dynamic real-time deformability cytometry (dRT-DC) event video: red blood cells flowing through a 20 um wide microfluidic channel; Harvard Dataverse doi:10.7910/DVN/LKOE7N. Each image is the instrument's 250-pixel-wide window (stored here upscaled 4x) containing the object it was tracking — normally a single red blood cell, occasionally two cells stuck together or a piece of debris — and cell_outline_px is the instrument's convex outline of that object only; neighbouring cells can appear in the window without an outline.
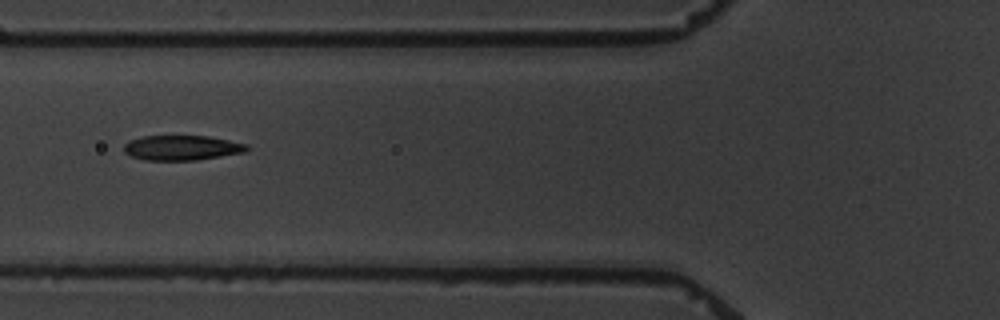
{"species": "common noctule bat (a hibernating species)", "species_latin": "Nyctalus noctula", "temperature_condition": "warm", "stored_images_in_passage": 7, "camera_frame_rate_fps": 3000, "um_per_image_px": 0.085, "animal": {"sex": "male", "body_mass_g": 19.5, "forearm_length_mm": 54.6}, "frame": {"image": 1, "passage_image": 6, "time_ms": 5.667, "image_size_px": [1000, 320], "cell_outline_px": [[252, 148], [244, 152], [196, 160], [144, 160], [132, 156], [124, 152], [124, 144], [128, 140], [144, 136], [208, 136], [248, 144]], "centroid_in_image_um": [15.46, 12.56], "position_along_channel_um": 110.3, "area_um2": 17.86}}
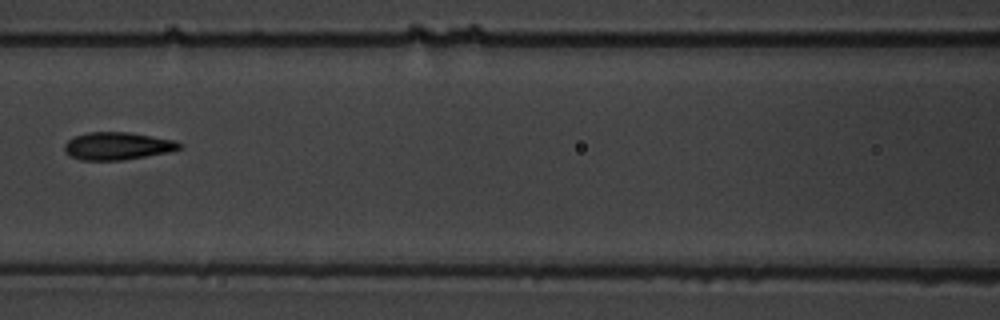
{"frame": {"image": 2, "passage_image": 7, "time_ms": 7.0, "image_size_px": [1000, 320], "cell_outline_px": [[184, 148], [168, 152], [120, 160], [80, 160], [68, 156], [64, 152], [64, 144], [68, 140], [76, 136], [88, 132], [128, 132], [172, 140], [184, 144]], "centroid_in_image_um": [9.95, 12.41], "position_along_channel_um": 156.6, "area_um2": 18.44}}